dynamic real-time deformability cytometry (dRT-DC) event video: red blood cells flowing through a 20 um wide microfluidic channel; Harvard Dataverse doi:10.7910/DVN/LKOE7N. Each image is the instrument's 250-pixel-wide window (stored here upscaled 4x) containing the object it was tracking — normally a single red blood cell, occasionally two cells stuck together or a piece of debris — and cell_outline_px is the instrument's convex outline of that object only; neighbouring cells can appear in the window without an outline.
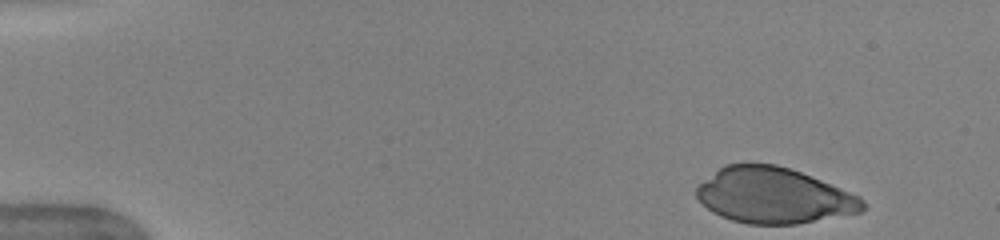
{"species": "human", "species_latin": "Homo sapiens", "temperature_condition": "warm", "stored_images_in_passage": 15, "camera_frame_rate_fps": 3000, "um_per_image_px": 0.085, "donor": {"sex": "female"}, "frame": {"image": 1, "passage_image": 1, "time_ms": 0.0, "image_size_px": [1000, 240], "cell_outline_px": [[864, 208], [860, 212], [796, 224], [748, 224], [732, 220], [720, 216], [712, 212], [696, 196], [696, 188], [704, 180], [724, 164], [776, 164], [800, 172], [860, 196], [864, 200]], "centroid_in_image_um": [65.75, 16.63], "position_along_channel_um": 19.2, "area_um2": 53.35}}